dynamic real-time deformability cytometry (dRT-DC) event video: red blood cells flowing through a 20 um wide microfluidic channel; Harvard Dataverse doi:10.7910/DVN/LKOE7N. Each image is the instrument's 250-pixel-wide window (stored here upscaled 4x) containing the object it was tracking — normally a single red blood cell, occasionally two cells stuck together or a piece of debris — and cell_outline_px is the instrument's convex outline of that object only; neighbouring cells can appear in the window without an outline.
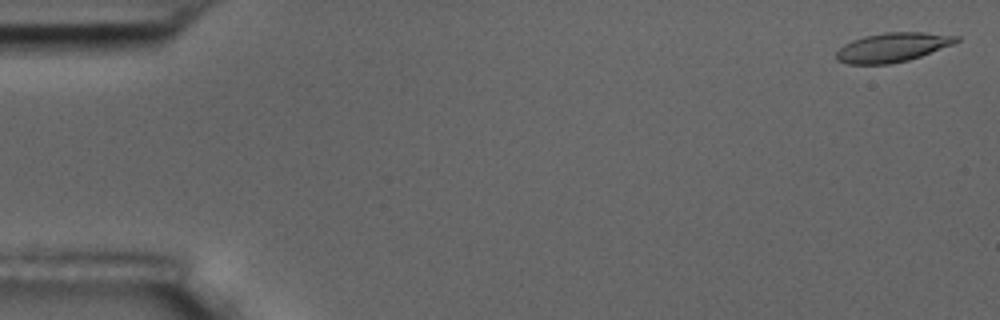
{"species": "common noctule bat (a hibernating species)", "species_latin": "Nyctalus noctula", "temperature_condition": "room temperature", "stored_images_in_passage": 57, "camera_frame_rate_fps": 3000, "um_per_image_px": 0.085, "animal": {"sex": "male", "body_mass_g": 17.5, "forearm_length_mm": 52.3}, "frame": {"image": 1, "passage_image": 2, "time_ms": 0.333, "image_size_px": [1000, 320], "cell_outline_px": [[960, 40], [952, 44], [920, 56], [908, 60], [888, 64], [848, 64], [836, 60], [836, 52], [844, 44], [852, 40], [864, 36], [884, 32], [924, 32], [960, 36]], "centroid_in_image_um": [75.84, 4.02], "position_along_channel_um": 9.2, "area_um2": 20.35}}
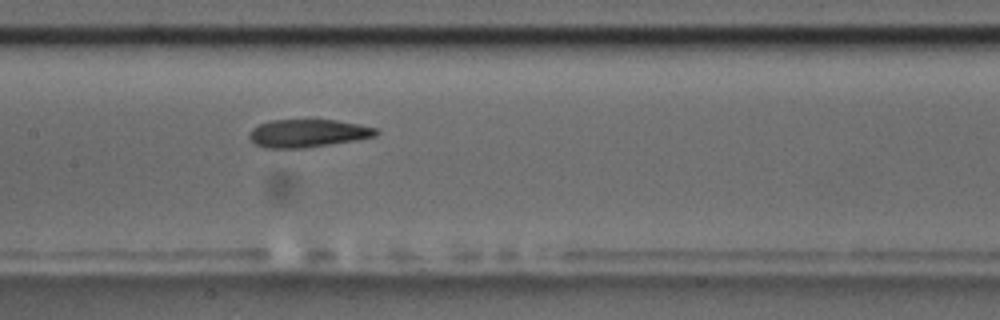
{"frame": {"image": 2, "passage_image": 28, "time_ms": 9.0, "image_size_px": [1000, 320], "cell_outline_px": [[380, 132], [376, 136], [356, 140], [304, 148], [264, 148], [256, 144], [248, 136], [248, 132], [252, 128], [260, 124], [272, 120], [336, 120], [360, 124], [376, 128]], "centroid_in_image_um": [26.17, 11.33], "position_along_channel_um": 181.2, "area_um2": 20.63}}
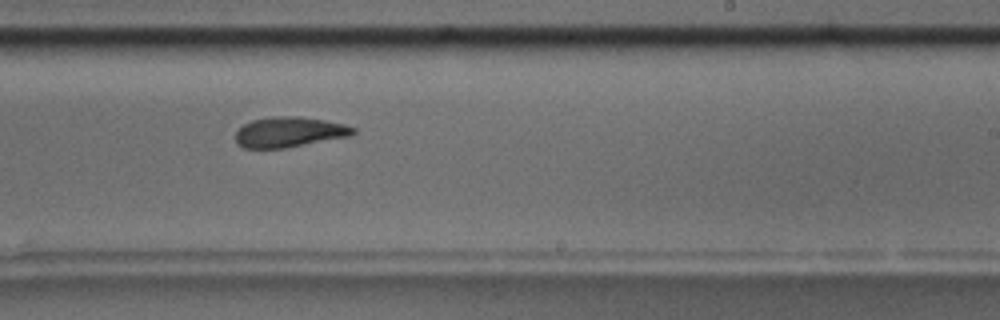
{"frame": {"image": 3, "passage_image": 35, "time_ms": 11.333, "image_size_px": [1000, 320], "cell_outline_px": [[356, 132], [352, 136], [284, 148], [244, 148], [236, 144], [236, 132], [244, 124], [252, 120], [272, 116], [300, 116], [324, 120], [344, 124], [356, 128]], "centroid_in_image_um": [24.6, 11.22], "position_along_channel_um": 264.4, "area_um2": 20.87}, "authors_computed_cell_mechanics": {"area_um2": 21.0392, "velocity_mm_per_s": 3.579, "shape_relaxation_time_tau1_ms": 6.268, "shape_relaxation_time_tau2_ms": 2.0298, "deformation_change_tau1": 0.2026, "deformation_change_tau2": 0.0908}}